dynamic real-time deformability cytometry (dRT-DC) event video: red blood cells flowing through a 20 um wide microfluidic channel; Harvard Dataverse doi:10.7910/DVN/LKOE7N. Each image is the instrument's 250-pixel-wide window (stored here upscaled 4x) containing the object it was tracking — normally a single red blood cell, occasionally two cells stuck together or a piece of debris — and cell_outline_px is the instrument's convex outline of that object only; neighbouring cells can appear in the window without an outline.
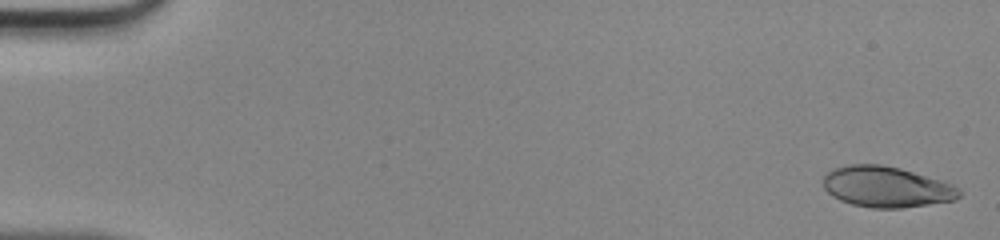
{"species": "human", "species_latin": "Homo sapiens", "temperature_condition": "room temperature", "stored_images_in_passage": 48, "camera_frame_rate_fps": 3000, "um_per_image_px": 0.085, "donor": {"sex": "male"}, "frame": {"image": 1, "passage_image": 1, "time_ms": 0.0, "image_size_px": [1000, 240], "cell_outline_px": [[960, 196], [956, 200], [900, 208], [872, 208], [852, 204], [840, 200], [832, 196], [824, 188], [824, 176], [832, 168], [848, 164], [880, 164], [900, 168], [952, 184], [960, 188]], "centroid_in_image_um": [75.33, 15.88], "position_along_channel_um": 9.7, "area_um2": 32.25}}
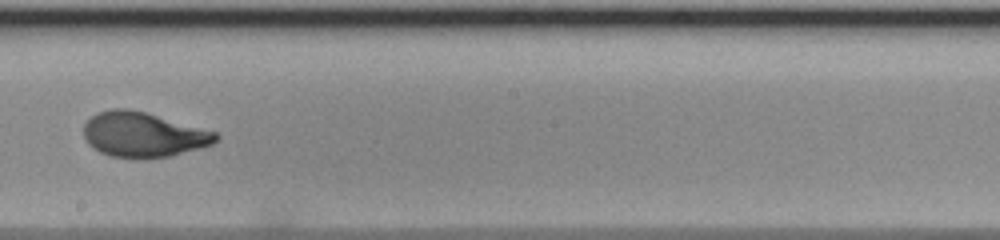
{"frame": {"image": 2, "passage_image": 28, "time_ms": 9.0, "image_size_px": [1000, 240], "cell_outline_px": [[220, 136], [212, 144], [200, 148], [172, 156], [144, 160], [112, 156], [100, 152], [92, 148], [88, 144], [84, 136], [84, 124], [96, 112], [112, 108], [128, 108], [144, 112], [216, 132]], "centroid_in_image_um": [12.15, 11.46], "position_along_channel_um": 236.1, "area_um2": 34.8}}
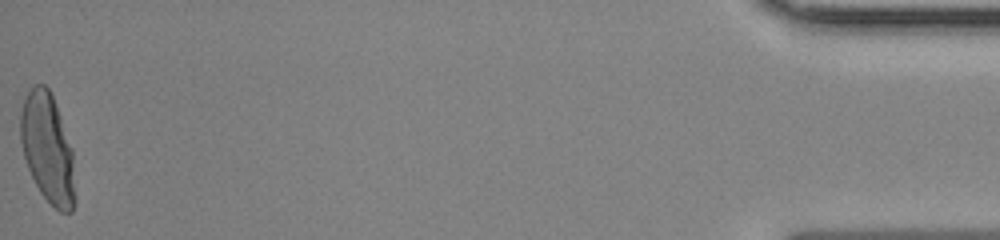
{"frame": {"image": 3, "passage_image": 48, "time_ms": 15.667, "image_size_px": [1000, 240], "cell_outline_px": [[72, 212], [60, 212], [40, 192], [28, 168], [24, 156], [20, 140], [20, 112], [24, 96], [36, 84], [44, 84], [48, 88], [52, 96], [72, 148]], "centroid_in_image_um": [3.99, 12.53], "position_along_channel_um": 431.2, "area_um2": 33.7}}